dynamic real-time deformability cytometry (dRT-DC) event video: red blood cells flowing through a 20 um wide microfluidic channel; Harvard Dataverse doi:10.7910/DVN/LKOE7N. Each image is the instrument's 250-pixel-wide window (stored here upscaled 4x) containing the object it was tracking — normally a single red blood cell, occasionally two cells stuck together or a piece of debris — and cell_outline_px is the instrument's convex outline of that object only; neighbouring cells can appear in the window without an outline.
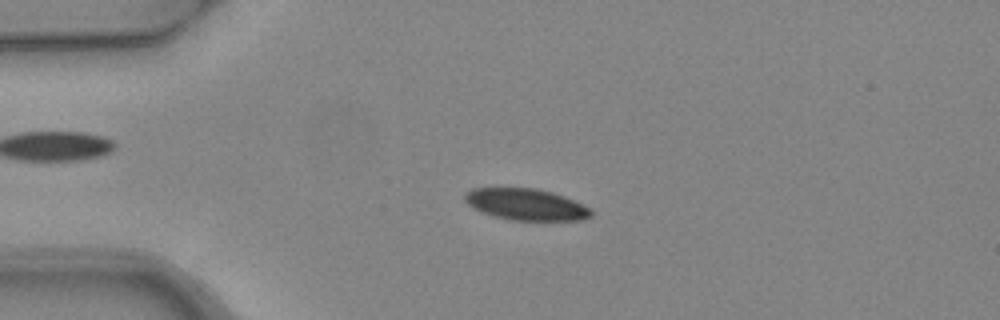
{"species": "common noctule bat (a hibernating species)", "species_latin": "Nyctalus noctula", "temperature_condition": "warm", "stored_images_in_passage": 4, "camera_frame_rate_fps": 3000, "um_per_image_px": 0.085, "animal": {"sex": "female", "body_mass_g": 24.6, "forearm_length_mm": 56.2}, "frame": {"image": 1, "passage_image": 3, "time_ms": 0.667, "image_size_px": [1000, 320], "cell_outline_px": [[592, 216], [580, 220], [512, 220], [496, 216], [484, 212], [468, 204], [464, 200], [464, 196], [472, 188], [536, 188], [552, 192], [564, 196], [588, 208], [592, 212]], "centroid_in_image_um": [44.71, 17.37], "position_along_channel_um": 40.3, "area_um2": 22.72}}